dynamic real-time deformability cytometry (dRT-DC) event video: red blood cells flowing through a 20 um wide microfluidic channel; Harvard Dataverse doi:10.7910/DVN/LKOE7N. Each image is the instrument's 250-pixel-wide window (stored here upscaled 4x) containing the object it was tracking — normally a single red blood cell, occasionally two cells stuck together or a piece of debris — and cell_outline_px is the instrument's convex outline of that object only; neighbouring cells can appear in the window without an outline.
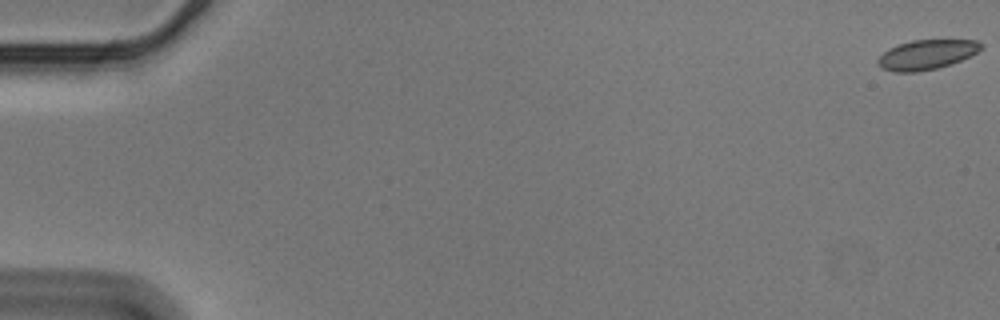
{"species": "Egyptian fruit bat (a non-hibernating species)", "species_latin": "Rousettus aegyptiacus", "temperature_condition": "cold", "stored_images_in_passage": 58, "camera_frame_rate_fps": 3000, "um_per_image_px": 0.085, "animal": {"sex": "male"}, "frame": {"image": 1, "passage_image": 1, "time_ms": 0.0, "image_size_px": [1000, 320], "cell_outline_px": [[984, 48], [952, 64], [936, 68], [916, 72], [896, 72], [884, 68], [876, 64], [876, 60], [888, 48], [912, 40], [976, 40], [984, 44]], "centroid_in_image_um": [78.77, 4.64], "position_along_channel_um": 6.2, "area_um2": 17.74}}
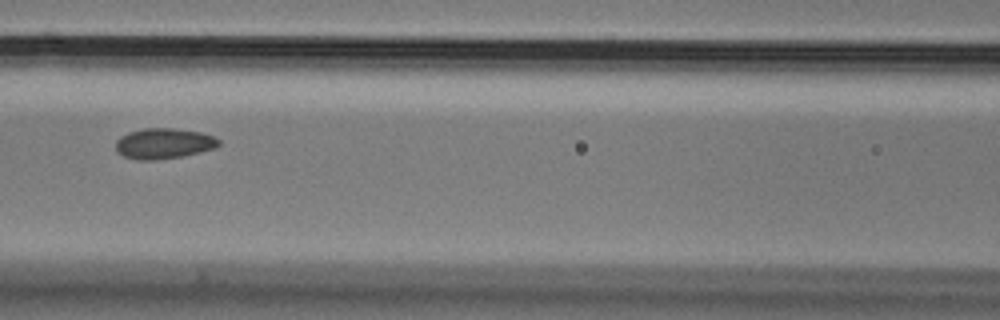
{"frame": {"image": 2, "passage_image": 27, "time_ms": 8.667, "image_size_px": [1000, 320], "cell_outline_px": [[220, 144], [216, 148], [184, 156], [156, 160], [136, 160], [124, 156], [116, 152], [116, 140], [120, 136], [128, 132], [144, 128], [172, 128], [200, 132], [212, 136], [220, 140]], "centroid_in_image_um": [13.9, 12.2], "position_along_channel_um": 152.7, "area_um2": 18.5}}
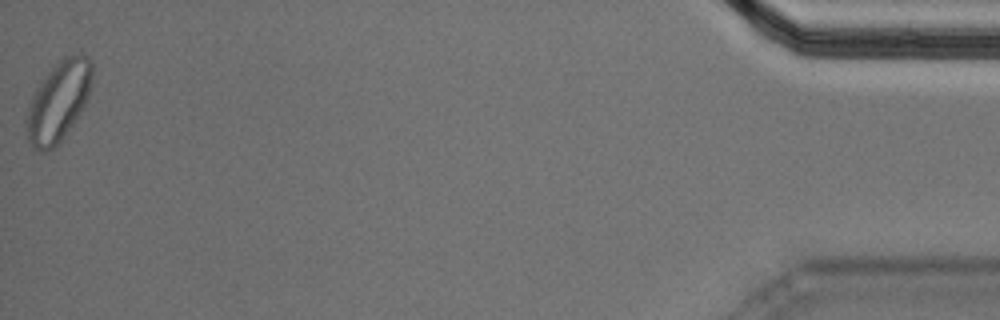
{"frame": {"image": 3, "passage_image": 58, "time_ms": 19.0, "image_size_px": [1000, 320], "cell_outline_px": [[92, 76], [88, 96], [80, 112], [60, 144], [56, 148], [44, 152], [32, 148], [28, 140], [24, 128], [24, 120], [28, 104], [40, 80], [60, 60], [68, 56], [80, 52], [88, 56], [92, 60]], "centroid_in_image_um": [4.93, 8.65], "position_along_channel_um": 430.3, "area_um2": 31.1}, "authors_computed_cell_mechanics": {"area_um2": 18.4671, "velocity_mm_per_s": 3.5514, "shape_relaxation_time_tau1_ms": null, "shape_relaxation_time_tau2_ms": 3.1747, "deformation_change_tau1": null, "deformation_change_tau2": 0.0432}}